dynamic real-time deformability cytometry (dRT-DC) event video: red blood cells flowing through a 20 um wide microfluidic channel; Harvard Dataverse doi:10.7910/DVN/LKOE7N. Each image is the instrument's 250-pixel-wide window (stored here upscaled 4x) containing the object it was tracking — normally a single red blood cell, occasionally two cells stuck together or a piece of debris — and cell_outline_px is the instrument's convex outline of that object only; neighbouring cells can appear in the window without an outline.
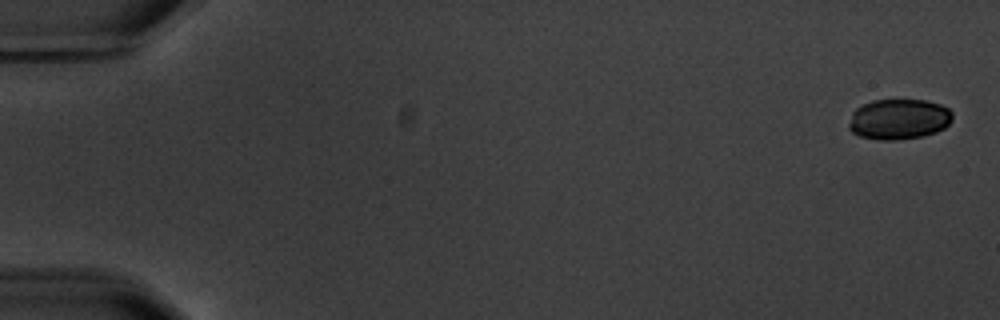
{"species": "common noctule bat (a hibernating species)", "species_latin": "Nyctalus noctula", "temperature_condition": "warm", "stored_images_in_passage": 6, "camera_frame_rate_fps": 3000, "um_per_image_px": 0.085, "animal": {"sex": "male", "body_mass_g": 20.1, "forearm_length_mm": 53.5}, "frame": {"image": 1, "passage_image": 1, "time_ms": 0.0, "image_size_px": [1000, 320], "cell_outline_px": [[952, 120], [944, 128], [936, 132], [924, 136], [900, 140], [880, 140], [860, 136], [852, 132], [848, 128], [848, 124], [852, 112], [856, 108], [872, 100], [924, 100], [940, 104], [948, 108], [952, 112]], "centroid_in_image_um": [76.39, 10.14], "position_along_channel_um": 8.6, "area_um2": 24.62}}
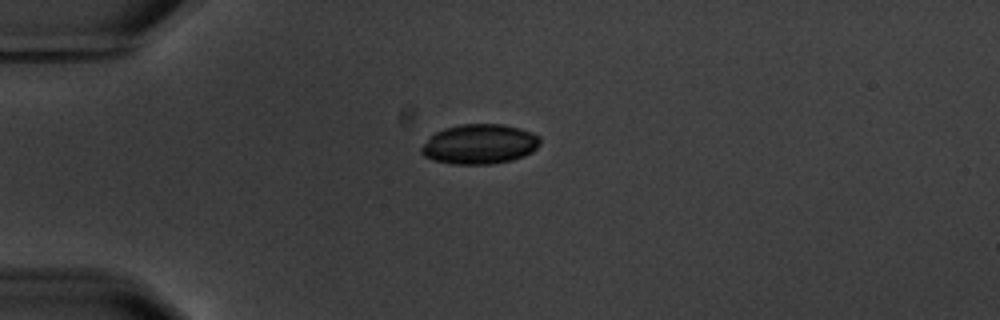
{"frame": {"image": 2, "passage_image": 5, "time_ms": 4.667, "image_size_px": [1000, 320], "cell_outline_px": [[540, 144], [532, 152], [524, 156], [512, 160], [492, 164], [452, 164], [432, 160], [424, 156], [420, 152], [420, 148], [436, 132], [444, 128], [460, 124], [500, 124], [520, 128], [532, 132], [540, 136]], "centroid_in_image_um": [40.78, 12.25], "position_along_channel_um": 44.2, "area_um2": 27.63}}